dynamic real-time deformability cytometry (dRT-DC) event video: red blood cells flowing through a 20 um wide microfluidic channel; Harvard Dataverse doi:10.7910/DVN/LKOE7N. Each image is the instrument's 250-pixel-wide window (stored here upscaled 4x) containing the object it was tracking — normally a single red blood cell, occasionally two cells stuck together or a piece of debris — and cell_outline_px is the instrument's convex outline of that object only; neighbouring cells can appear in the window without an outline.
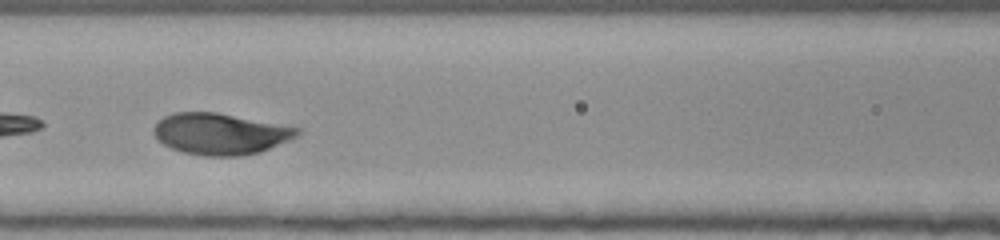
{"species": "human", "species_latin": "Homo sapiens", "temperature_condition": "room temperature", "stored_images_in_passage": 39, "camera_frame_rate_fps": 3000, "um_per_image_px": 0.085, "donor": {"sex": "female"}, "frame": {"image": 1, "passage_image": 12, "time_ms": 3.667, "image_size_px": [1000, 240], "cell_outline_px": [[300, 132], [296, 136], [288, 140], [260, 152], [240, 156], [204, 156], [184, 152], [172, 148], [156, 140], [152, 132], [152, 128], [164, 116], [176, 112], [216, 112], [300, 128]], "centroid_in_image_um": [18.68, 11.38], "position_along_channel_um": 147.9, "area_um2": 34.39}}
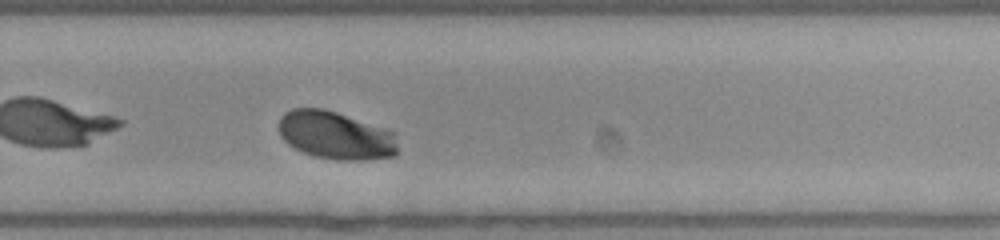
{"frame": {"image": 2, "passage_image": 24, "time_ms": 7.667, "image_size_px": [1000, 240], "cell_outline_px": [[396, 156], [364, 160], [336, 160], [316, 156], [304, 152], [288, 144], [280, 136], [280, 116], [284, 112], [292, 108], [324, 108], [388, 128], [392, 132], [396, 144]], "centroid_in_image_um": [28.53, 11.49], "position_along_channel_um": 301.3, "area_um2": 33.35}}
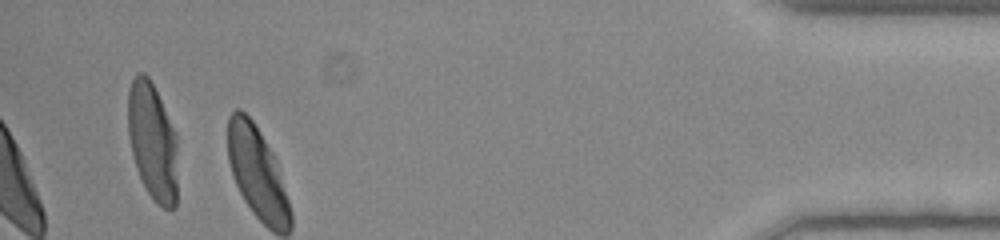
{"frame": {"image": 3, "passage_image": 37, "time_ms": 12.0, "image_size_px": [1000, 240], "cell_outline_px": [[176, 204], [172, 208], [164, 208], [156, 204], [148, 192], [136, 168], [132, 156], [128, 136], [128, 92], [132, 80], [136, 72], [144, 72], [148, 76], [176, 132]], "centroid_in_image_um": [12.94, 12.01], "position_along_channel_um": 422.3, "area_um2": 33.81}, "authors_computed_cell_mechanics": {"area_um2": 34.1598, "velocity_mm_per_s": 3.8523, "shape_relaxation_time_tau1_ms": 2.774, "shape_relaxation_time_tau2_ms": null, "deformation_change_tau1": 0.1755, "deformation_change_tau2": null}}